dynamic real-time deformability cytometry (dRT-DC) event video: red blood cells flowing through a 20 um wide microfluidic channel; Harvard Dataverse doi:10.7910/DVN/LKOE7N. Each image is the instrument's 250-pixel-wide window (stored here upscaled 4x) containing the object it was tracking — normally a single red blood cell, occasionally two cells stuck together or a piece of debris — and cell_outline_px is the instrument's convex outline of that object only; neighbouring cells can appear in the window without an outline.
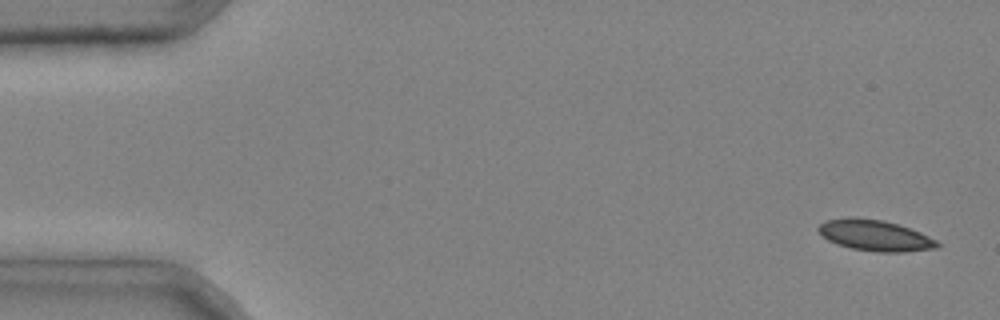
{"species": "common noctule bat (a hibernating species)", "species_latin": "Nyctalus noctula", "temperature_condition": "cold", "stored_images_in_passage": 5, "segment_of_instrument_passage": [2, 2], "camera_frame_rate_fps": 3000, "um_per_image_px": 0.085, "animal": {"sex": "male", "body_mass_g": 20.4}, "frame": {"image": 1, "passage_image": 5, "time_ms": 1.333, "image_size_px": [1000, 320], "cell_outline_px": [[940, 244], [936, 248], [904, 252], [880, 252], [852, 248], [836, 244], [828, 240], [816, 228], [820, 224], [828, 220], [848, 216], [884, 220], [920, 232], [936, 240]], "centroid_in_image_um": [74.36, 20.0], "position_along_channel_um": 10.6, "area_um2": 21.27}}